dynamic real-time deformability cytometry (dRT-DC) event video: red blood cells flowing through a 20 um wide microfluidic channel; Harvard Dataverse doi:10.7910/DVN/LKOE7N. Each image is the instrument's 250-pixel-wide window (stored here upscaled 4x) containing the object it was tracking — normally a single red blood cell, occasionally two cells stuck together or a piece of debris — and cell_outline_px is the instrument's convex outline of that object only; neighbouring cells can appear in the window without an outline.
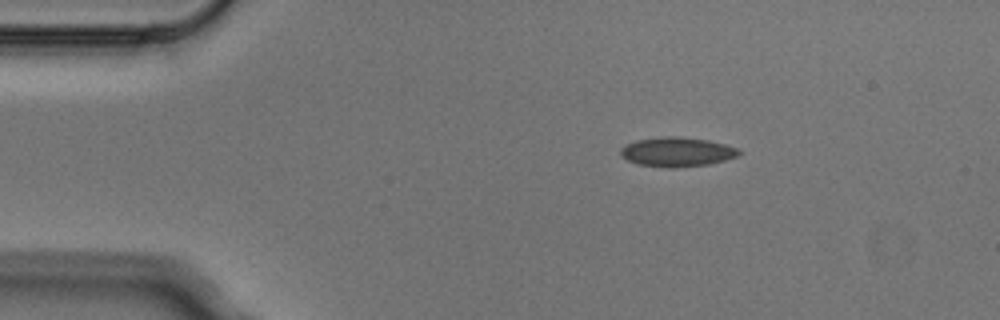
{"species": "Egyptian fruit bat (a non-hibernating species)", "species_latin": "Rousettus aegyptiacus", "temperature_condition": "cold", "stored_images_in_passage": 7, "camera_frame_rate_fps": 3000, "um_per_image_px": 0.085, "animal": {"sex": "male"}, "frame": {"image": 1, "passage_image": 1, "time_ms": 0.0, "image_size_px": [1000, 320], "cell_outline_px": [[740, 152], [736, 156], [724, 160], [708, 164], [676, 168], [668, 168], [636, 164], [620, 156], [620, 148], [636, 140], [664, 136], [680, 136], [708, 140], [740, 148]], "centroid_in_image_um": [57.52, 12.91], "position_along_channel_um": 27.5, "area_um2": 20.35}}
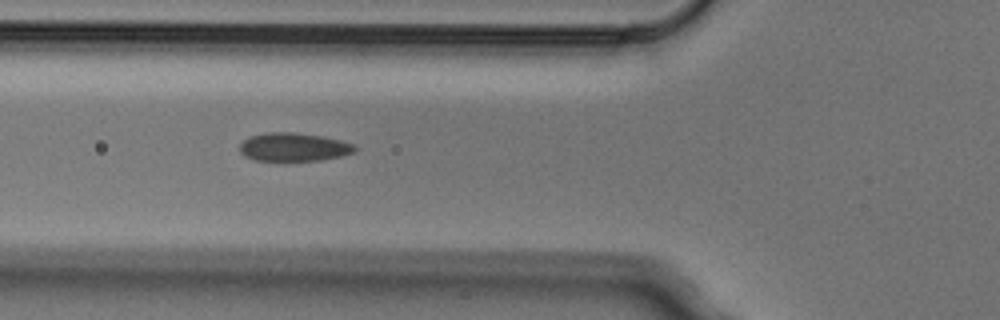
{"frame": {"image": 2, "passage_image": 4, "time_ms": 1.0, "image_size_px": [1000, 320], "cell_outline_px": [[360, 148], [352, 152], [340, 156], [320, 160], [256, 160], [244, 156], [240, 152], [240, 144], [248, 136], [268, 132], [292, 132], [324, 136], [356, 144]], "centroid_in_image_um": [24.98, 12.48], "position_along_channel_um": 100.8, "area_um2": 19.07}}
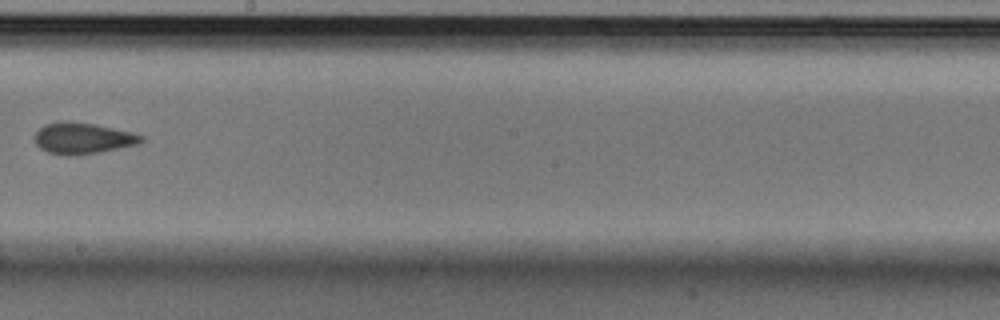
{"frame": {"image": 3, "passage_image": 7, "time_ms": 2.0, "image_size_px": [1000, 320], "cell_outline_px": [[144, 140], [140, 144], [100, 152], [76, 156], [68, 156], [48, 152], [40, 148], [32, 140], [32, 136], [44, 124], [96, 124], [132, 132], [144, 136]], "centroid_in_image_um": [7.06, 11.8], "position_along_channel_um": 241.1, "area_um2": 19.07}}